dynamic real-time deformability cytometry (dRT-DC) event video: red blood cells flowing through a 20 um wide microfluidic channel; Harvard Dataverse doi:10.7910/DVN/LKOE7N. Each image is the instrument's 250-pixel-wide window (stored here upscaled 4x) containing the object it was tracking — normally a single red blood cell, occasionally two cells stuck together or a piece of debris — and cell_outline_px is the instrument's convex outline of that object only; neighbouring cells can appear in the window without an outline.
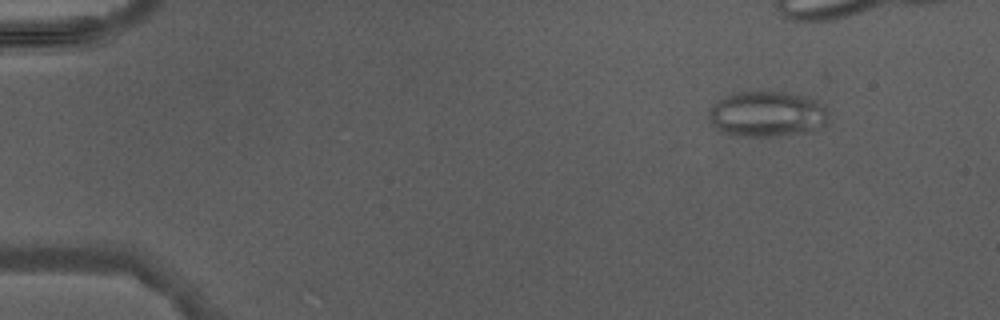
{"species": "Egyptian fruit bat (a non-hibernating species)", "species_latin": "Rousettus aegyptiacus", "temperature_condition": "warm", "stored_images_in_passage": 6, "camera_frame_rate_fps": 3000, "um_per_image_px": 0.085, "animal": {"sex": "male"}, "frame": {"image": 1, "passage_image": 1, "time_ms": 0.0, "image_size_px": [1000, 320], "cell_outline_px": [[828, 124], [820, 128], [808, 132], [772, 136], [732, 136], [720, 132], [708, 120], [708, 112], [712, 104], [716, 100], [724, 96], [736, 92], [784, 92], [804, 96], [816, 100], [824, 104], [828, 112]], "centroid_in_image_um": [65.18, 9.7], "position_along_channel_um": 19.8, "area_um2": 32.37}}